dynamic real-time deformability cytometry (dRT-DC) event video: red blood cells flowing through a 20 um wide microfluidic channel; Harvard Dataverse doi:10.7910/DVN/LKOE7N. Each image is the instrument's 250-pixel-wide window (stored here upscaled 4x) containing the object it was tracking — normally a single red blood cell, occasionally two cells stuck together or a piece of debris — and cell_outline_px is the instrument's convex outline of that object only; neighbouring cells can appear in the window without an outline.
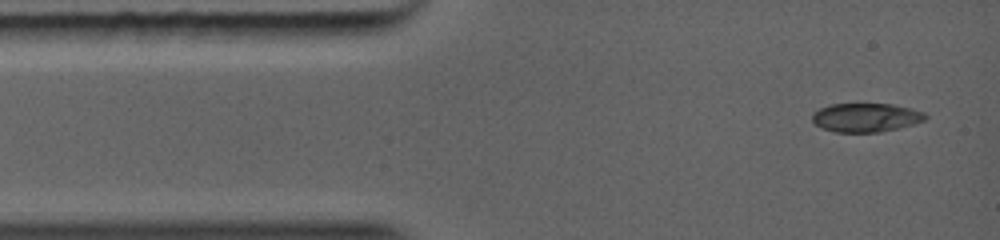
{"species": "common noctule bat (a hibernating species)", "species_latin": "Nyctalus noctula", "temperature_condition": "warm", "stored_images_in_passage": 60, "camera_frame_rate_fps": 5000, "um_per_image_px": 0.085, "animal": {"sex": "female", "body_mass_g": 19.0, "forearm_length_mm": 56.7}, "frame": {"image": 1, "passage_image": 1, "time_ms": 0.0, "image_size_px": [1000, 240], "cell_outline_px": [[928, 116], [924, 120], [912, 124], [880, 132], [836, 132], [820, 128], [812, 120], [812, 112], [828, 104], [892, 104], [912, 108], [924, 112]], "centroid_in_image_um": [73.57, 9.98], "position_along_channel_um": 11.4, "area_um2": 19.02}}
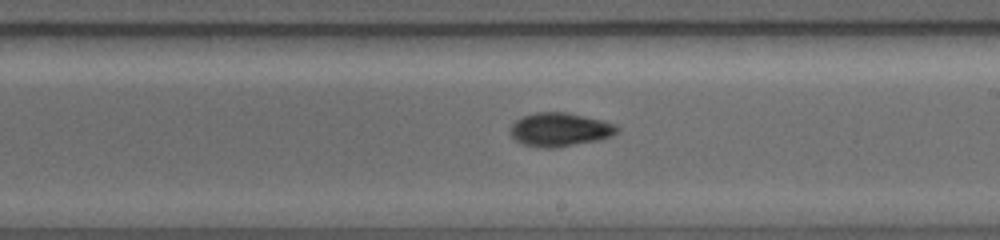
{"frame": {"image": 2, "passage_image": 26, "time_ms": 5.8, "image_size_px": [1000, 240], "cell_outline_px": [[620, 132], [612, 136], [600, 140], [556, 148], [544, 148], [520, 144], [508, 132], [508, 128], [516, 120], [524, 116], [536, 112], [568, 112], [616, 124], [620, 128]], "centroid_in_image_um": [47.59, 11.02], "position_along_channel_um": 241.4, "area_um2": 21.27}}
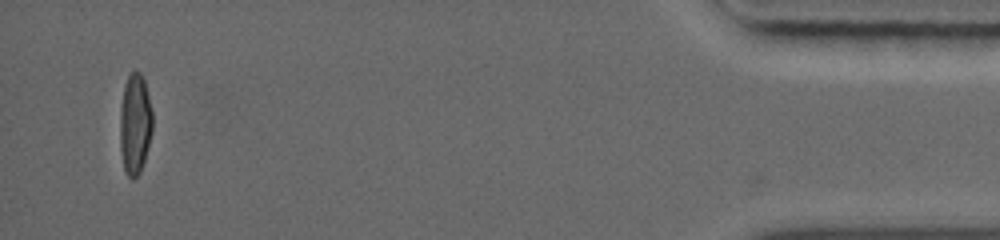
{"frame": {"image": 3, "passage_image": 59, "time_ms": 11.6, "image_size_px": [1000, 240], "cell_outline_px": [[152, 132], [144, 160], [140, 172], [132, 180], [124, 172], [120, 148], [120, 104], [124, 84], [128, 76], [132, 72], [140, 72], [144, 80], [152, 112]], "centroid_in_image_um": [11.45, 10.55], "position_along_channel_um": 423.7, "area_um2": 19.13}}